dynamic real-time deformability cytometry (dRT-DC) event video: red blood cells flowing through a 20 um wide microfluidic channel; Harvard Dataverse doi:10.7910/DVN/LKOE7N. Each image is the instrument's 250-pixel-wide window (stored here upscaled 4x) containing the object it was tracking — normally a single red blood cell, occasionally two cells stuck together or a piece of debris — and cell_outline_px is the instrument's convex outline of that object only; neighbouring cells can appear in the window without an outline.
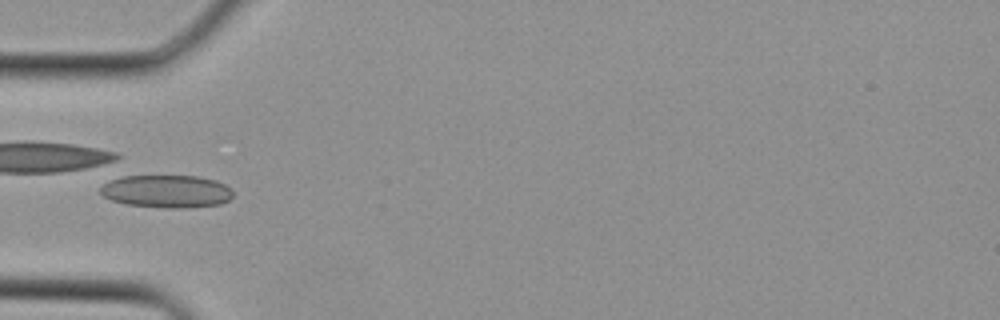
{"species": "Egyptian fruit bat (a non-hibernating species)", "species_latin": "Rousettus aegyptiacus", "temperature_condition": "cold", "stored_images_in_passage": 3, "camera_frame_rate_fps": 3000, "um_per_image_px": 0.085, "animal": {"sex": "female"}, "frame": {"image": 1, "passage_image": 3, "time_ms": 0.667, "image_size_px": [1000, 320], "cell_outline_px": [[232, 196], [228, 200], [220, 204], [188, 208], [164, 208], [128, 204], [112, 200], [104, 196], [100, 192], [100, 188], [104, 184], [120, 172], [124, 172], [200, 176], [216, 180], [232, 188]], "centroid_in_image_um": [14.08, 16.19], "position_along_channel_um": 70.9, "area_um2": 26.76}}